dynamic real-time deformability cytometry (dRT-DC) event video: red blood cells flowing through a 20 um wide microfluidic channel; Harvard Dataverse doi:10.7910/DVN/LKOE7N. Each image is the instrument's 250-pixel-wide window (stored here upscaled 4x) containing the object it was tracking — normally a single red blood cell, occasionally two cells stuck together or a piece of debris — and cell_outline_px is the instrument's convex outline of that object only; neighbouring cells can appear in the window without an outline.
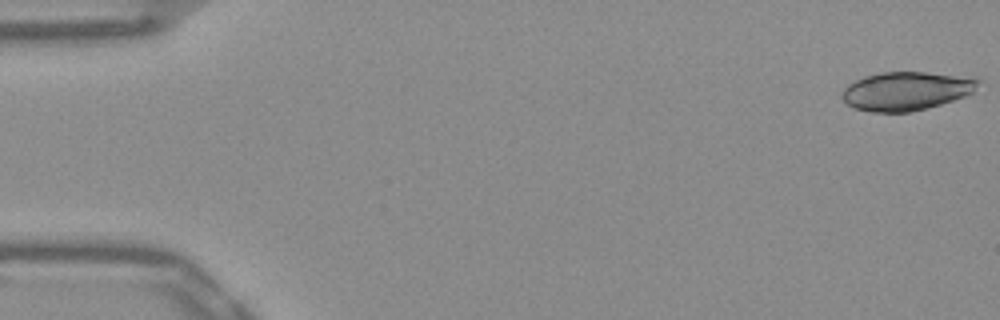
{"species": "Egyptian fruit bat (a non-hibernating species)", "species_latin": "Rousettus aegyptiacus", "temperature_condition": "warm", "stored_images_in_passage": 52, "camera_frame_rate_fps": 3000, "um_per_image_px": 0.085, "frame": {"image": 1, "passage_image": 1, "time_ms": 0.0, "image_size_px": [1000, 320], "cell_outline_px": [[980, 80], [972, 92], [964, 96], [928, 108], [912, 112], [872, 112], [852, 108], [840, 96], [840, 92], [848, 84], [864, 76], [880, 72], [924, 72], [980, 76]], "centroid_in_image_um": [77.04, 7.72], "position_along_channel_um": 8.0, "area_um2": 31.04}}